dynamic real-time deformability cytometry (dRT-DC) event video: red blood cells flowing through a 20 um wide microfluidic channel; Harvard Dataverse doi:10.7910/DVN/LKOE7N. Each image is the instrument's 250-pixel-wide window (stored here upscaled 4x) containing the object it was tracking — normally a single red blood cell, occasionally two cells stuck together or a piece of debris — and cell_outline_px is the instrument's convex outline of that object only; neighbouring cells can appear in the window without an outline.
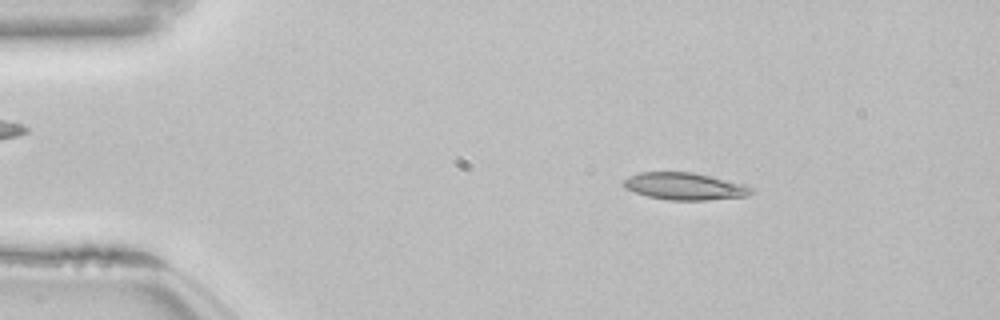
{"species": "common noctule bat (a hibernating species)", "species_latin": "Nyctalus noctula", "temperature_condition": "room temperature", "stored_images_in_passage": 52, "camera_frame_rate_fps": 3000, "um_per_image_px": 0.085, "animal": {"sex": "female", "body_mass_g": 22.7, "forearm_length_mm": 54.2}, "frame": {"image": 1, "passage_image": 8, "time_ms": 2.333, "image_size_px": [1000, 320], "cell_outline_px": [[752, 192], [748, 196], [708, 200], [668, 200], [648, 196], [636, 192], [628, 188], [624, 184], [624, 180], [628, 176], [640, 172], [692, 172], [744, 184], [752, 188]], "centroid_in_image_um": [58.22, 15.83], "position_along_channel_um": 26.8, "area_um2": 19.94}}
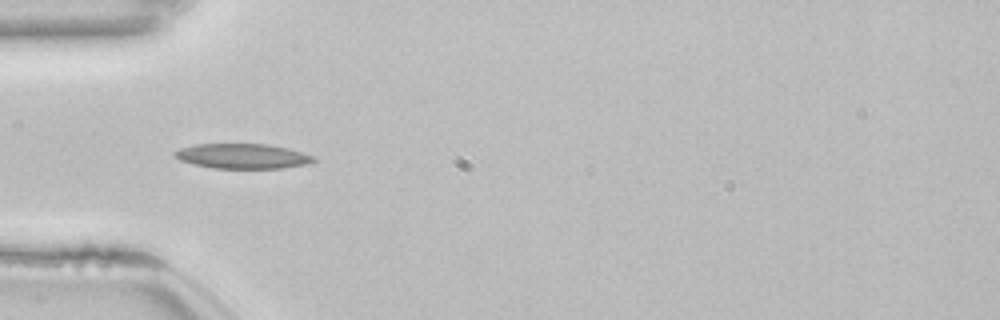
{"frame": {"image": 2, "passage_image": 16, "time_ms": 5.0, "image_size_px": [1000, 320], "cell_outline_px": [[316, 160], [304, 164], [284, 168], [212, 168], [180, 160], [172, 156], [172, 152], [180, 148], [196, 144], [268, 144], [288, 148], [316, 156]], "centroid_in_image_um": [20.6, 13.26], "position_along_channel_um": 64.4, "area_um2": 20.17}, "authors_computed_cell_mechanics": {"area_um2": 19.2474, "velocity_mm_per_s": 3.8536, "shape_relaxation_time_tau1_ms": 6.6936, "shape_relaxation_time_tau2_ms": 8.618, "deformation_change_tau1": 0.1491, "deformation_change_tau2": 0.1779}}